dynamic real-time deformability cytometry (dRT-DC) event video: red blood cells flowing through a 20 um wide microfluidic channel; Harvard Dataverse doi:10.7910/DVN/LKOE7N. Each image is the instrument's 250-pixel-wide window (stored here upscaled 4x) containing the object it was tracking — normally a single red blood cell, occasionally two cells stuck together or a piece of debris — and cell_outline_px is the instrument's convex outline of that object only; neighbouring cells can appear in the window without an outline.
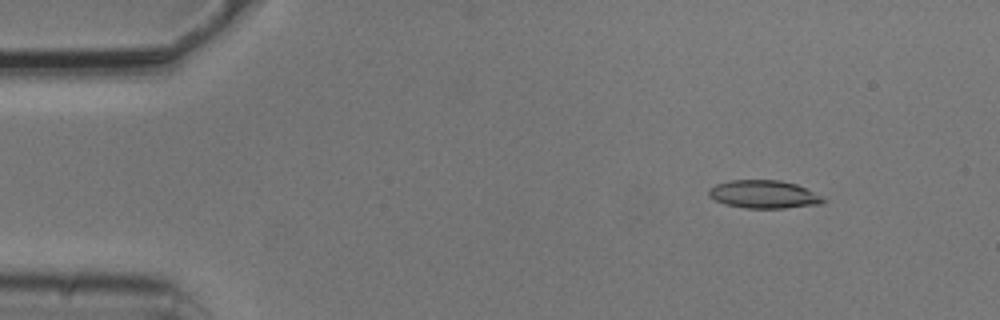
{"species": "common noctule bat (a hibernating species)", "species_latin": "Nyctalus noctula", "temperature_condition": "cold", "stored_images_in_passage": 4, "camera_frame_rate_fps": 3000, "um_per_image_px": 0.085, "animal": {"sex": "male", "body_mass_g": 20.5, "forearm_length_mm": 52.5}, "frame": {"image": 1, "passage_image": 2, "time_ms": 0.333, "image_size_px": [1000, 320], "cell_outline_px": [[828, 200], [824, 204], [784, 208], [744, 208], [724, 204], [708, 196], [708, 188], [716, 184], [728, 180], [780, 180], [796, 184]], "centroid_in_image_um": [64.9, 16.52], "position_along_channel_um": 20.1, "area_um2": 18.79}}